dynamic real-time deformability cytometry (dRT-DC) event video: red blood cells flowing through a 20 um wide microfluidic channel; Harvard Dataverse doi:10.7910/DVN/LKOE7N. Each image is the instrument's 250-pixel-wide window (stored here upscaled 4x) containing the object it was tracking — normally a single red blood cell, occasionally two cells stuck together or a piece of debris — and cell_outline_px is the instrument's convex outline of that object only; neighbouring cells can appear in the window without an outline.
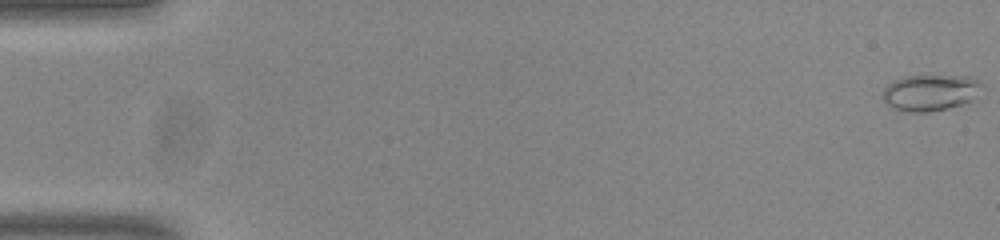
{"species": "common noctule bat (a hibernating species)", "species_latin": "Nyctalus noctula", "temperature_condition": "room temperature", "stored_images_in_passage": 54, "camera_frame_rate_fps": 3000, "um_per_image_px": 0.085, "animal": {"sex": "male", "body_mass_g": 20.0, "forearm_length_mm": 53.3}, "frame": {"image": 1, "passage_image": 1, "time_ms": 0.0, "image_size_px": [1000, 240], "cell_outline_px": [[984, 84], [976, 100], [964, 104], [948, 108], [928, 112], [896, 112], [884, 100], [884, 88], [888, 84], [896, 80], [908, 76], [968, 76], [980, 80]], "centroid_in_image_um": [79.15, 7.89], "position_along_channel_um": 5.9, "area_um2": 21.33}}
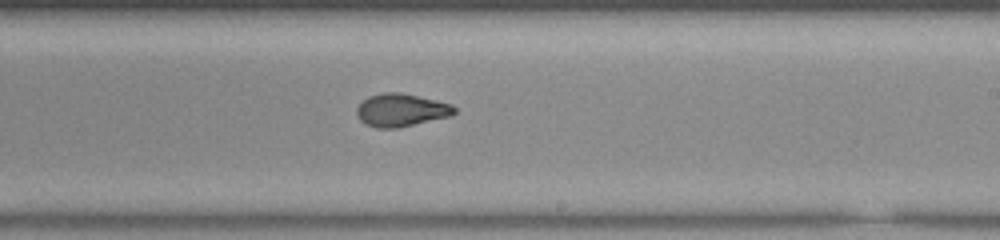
{"frame": {"image": 2, "passage_image": 33, "time_ms": 10.667, "image_size_px": [1000, 240], "cell_outline_px": [[456, 112], [448, 116], [396, 128], [376, 128], [364, 124], [360, 120], [356, 112], [356, 108], [368, 96], [384, 92], [400, 92], [436, 100], [452, 104], [456, 108]], "centroid_in_image_um": [34.06, 9.35], "position_along_channel_um": 254.9, "area_um2": 18.55}}
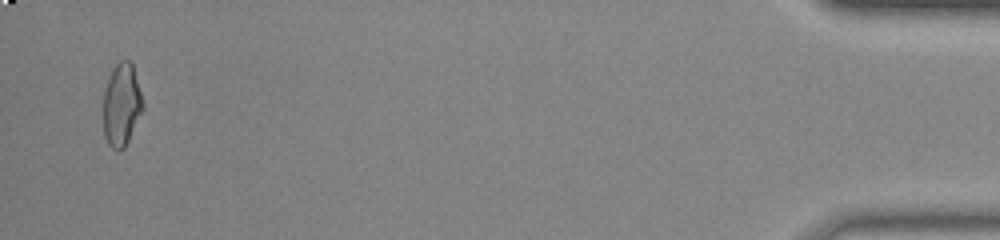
{"frame": {"image": 3, "passage_image": 53, "time_ms": 17.333, "image_size_px": [1000, 240], "cell_outline_px": [[144, 108], [124, 148], [120, 152], [116, 152], [108, 144], [104, 136], [104, 92], [108, 76], [112, 68], [120, 60], [128, 60], [132, 64], [144, 104]], "centroid_in_image_um": [10.33, 8.92], "position_along_channel_um": 424.9, "area_um2": 19.07}, "authors_computed_cell_mechanics": {"area_um2": 18.785, "velocity_mm_per_s": 3.838, "shape_relaxation_time_tau1_ms": 4.1908, "shape_relaxation_time_tau2_ms": 1.5651, "deformation_change_tau1": 0.1861, "deformation_change_tau2": 0.077}}